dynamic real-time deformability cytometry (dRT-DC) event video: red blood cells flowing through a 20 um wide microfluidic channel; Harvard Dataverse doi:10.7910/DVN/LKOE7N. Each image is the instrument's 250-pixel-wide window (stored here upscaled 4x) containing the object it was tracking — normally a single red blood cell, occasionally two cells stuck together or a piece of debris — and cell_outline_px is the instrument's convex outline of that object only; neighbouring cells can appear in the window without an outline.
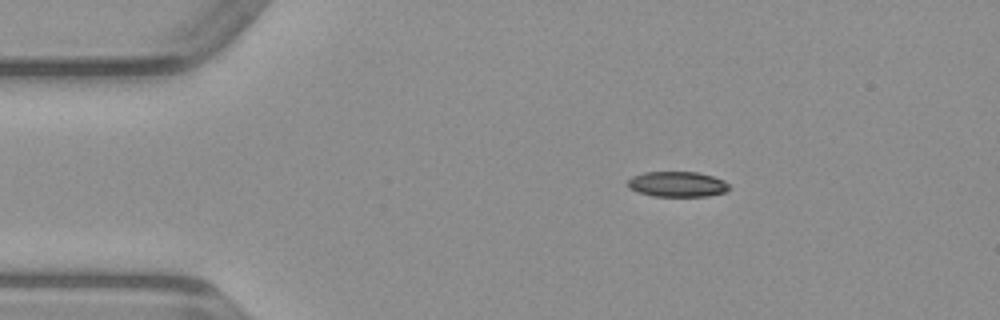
{"species": "common noctule bat (a hibernating species)", "species_latin": "Nyctalus noctula", "temperature_condition": "warm", "stored_images_in_passage": 42, "camera_frame_rate_fps": 3000, "um_per_image_px": 0.085, "animal": {"sex": "male", "body_mass_g": 23.1, "forearm_length_mm": 52.7}, "frame": {"image": 1, "passage_image": 1, "time_ms": 0.0, "image_size_px": [1000, 320], "cell_outline_px": [[732, 188], [724, 192], [708, 196], [652, 196], [628, 188], [628, 180], [632, 176], [644, 172], [696, 172], [712, 176], [724, 180]], "centroid_in_image_um": [57.58, 15.65], "position_along_channel_um": 27.4, "area_um2": 14.97}}
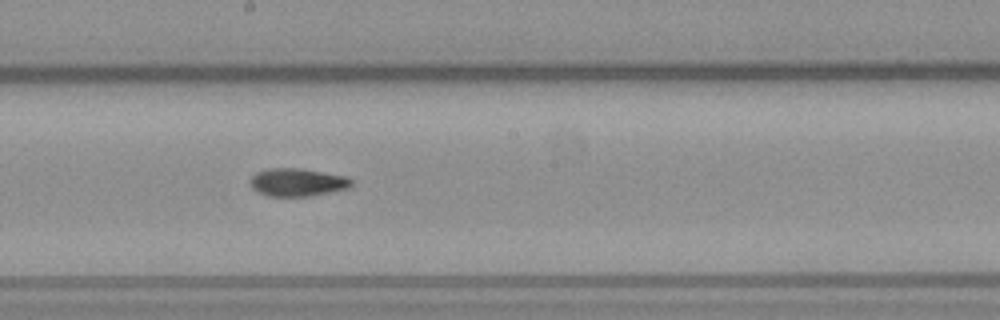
{"frame": {"image": 2, "passage_image": 19, "time_ms": 6.0, "image_size_px": [1000, 320], "cell_outline_px": [[352, 184], [348, 188], [308, 196], [268, 196], [252, 188], [252, 176], [256, 172], [268, 168], [300, 168], [344, 176], [352, 180]], "centroid_in_image_um": [25.26, 15.48], "position_along_channel_um": 222.9, "area_um2": 16.13}}
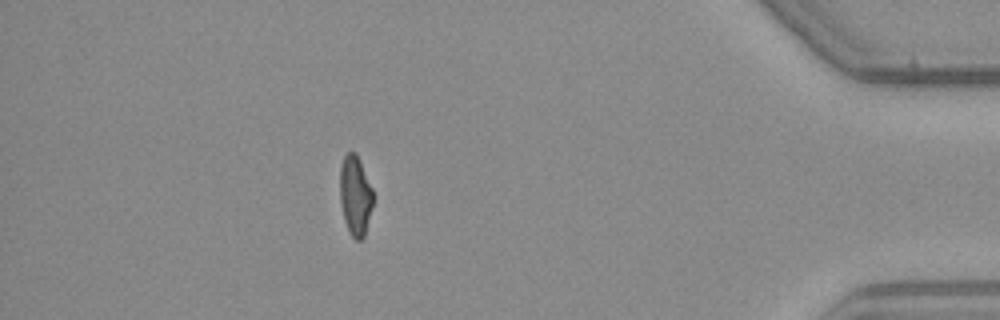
{"frame": {"image": 3, "passage_image": 36, "time_ms": 11.667, "image_size_px": [1000, 320], "cell_outline_px": [[372, 204], [364, 236], [360, 240], [356, 240], [352, 236], [344, 220], [340, 204], [340, 164], [344, 156], [348, 152], [356, 152], [372, 188]], "centroid_in_image_um": [30.17, 16.59], "position_along_channel_um": 405.0, "area_um2": 15.2}}